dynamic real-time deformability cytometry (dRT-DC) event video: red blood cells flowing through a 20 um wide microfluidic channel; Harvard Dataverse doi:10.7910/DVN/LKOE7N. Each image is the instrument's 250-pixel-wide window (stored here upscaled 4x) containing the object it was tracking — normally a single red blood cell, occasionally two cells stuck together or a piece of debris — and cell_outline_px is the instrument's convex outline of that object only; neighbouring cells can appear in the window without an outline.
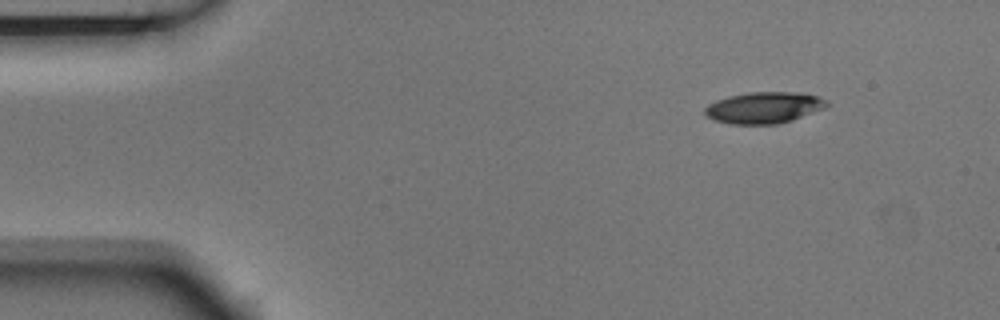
{"species": "Egyptian fruit bat (a non-hibernating species)", "species_latin": "Rousettus aegyptiacus", "temperature_condition": "room temperature", "stored_images_in_passage": 3, "camera_frame_rate_fps": 3000, "um_per_image_px": 0.085, "animal": {"sex": "male"}, "frame": {"image": 1, "passage_image": 1, "time_ms": 0.0, "image_size_px": [1000, 320], "cell_outline_px": [[828, 104], [824, 108], [792, 120], [780, 124], [732, 124], [716, 120], [708, 116], [704, 112], [704, 108], [708, 104], [716, 100], [728, 96], [748, 92], [796, 92], [816, 96], [828, 100]], "centroid_in_image_um": [64.93, 9.14], "position_along_channel_um": 20.1, "area_um2": 22.2}}